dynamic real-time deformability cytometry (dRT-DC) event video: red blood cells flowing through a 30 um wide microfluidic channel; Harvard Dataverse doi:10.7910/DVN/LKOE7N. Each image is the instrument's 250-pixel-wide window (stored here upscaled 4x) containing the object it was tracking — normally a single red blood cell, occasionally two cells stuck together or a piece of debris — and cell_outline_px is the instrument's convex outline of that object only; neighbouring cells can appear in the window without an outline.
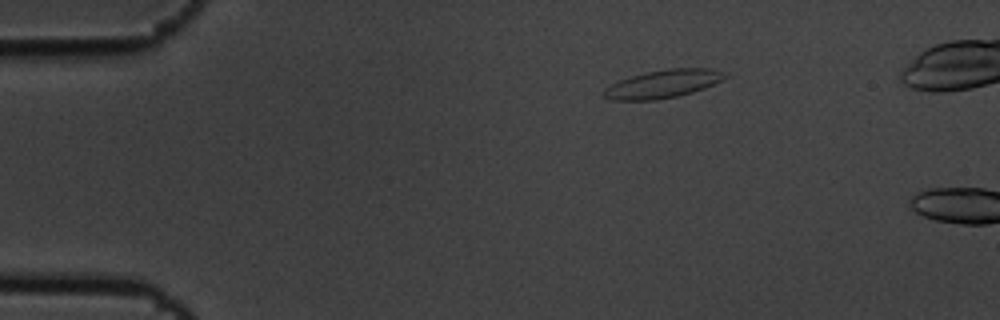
{"species": "common noctule bat (a hibernating species)", "species_latin": "Nyctalus noctula", "temperature_condition": "cold", "stored_images_in_passage": 2, "camera_frame_rate_fps": 3000, "um_per_image_px": 0.085, "animal": {"sex": "male", "body_mass_g": 19.5, "forearm_length_mm": 54.6}, "frame": {"image": 1, "passage_image": 1, "time_ms": 0.0, "image_size_px": [1000, 320], "cell_outline_px": [[728, 76], [704, 88], [692, 92], [676, 96], [656, 100], [608, 100], [604, 96], [604, 88], [620, 80], [632, 76], [648, 72], [668, 68], [712, 68], [724, 72]], "centroid_in_image_um": [56.35, 7.13], "position_along_channel_um": 28.7, "area_um2": 19.59}}